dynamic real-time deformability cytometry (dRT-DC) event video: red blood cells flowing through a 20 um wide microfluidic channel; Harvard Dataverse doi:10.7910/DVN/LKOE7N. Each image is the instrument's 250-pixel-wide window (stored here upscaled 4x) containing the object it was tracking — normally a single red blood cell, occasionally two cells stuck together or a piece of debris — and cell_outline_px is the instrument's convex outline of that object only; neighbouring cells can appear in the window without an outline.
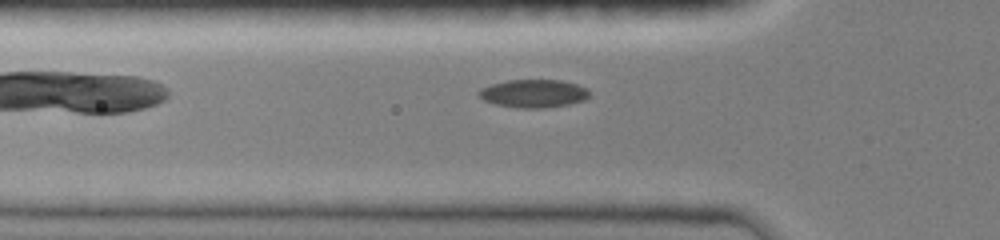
{"species": "common noctule bat (a hibernating species)", "species_latin": "Nyctalus noctula", "temperature_condition": "room temperature", "stored_images_in_passage": 42, "camera_frame_rate_fps": 3000, "um_per_image_px": 0.085, "animal": {"sex": "female", "body_mass_g": 19.0, "forearm_length_mm": 51.5}, "frame": {"image": 1, "passage_image": 3, "time_ms": 0.333, "image_size_px": [1000, 240], "cell_outline_px": [[588, 96], [584, 100], [568, 104], [544, 108], [516, 108], [496, 104], [484, 100], [476, 96], [476, 92], [480, 88], [492, 84], [508, 80], [560, 80], [576, 84], [588, 88]], "centroid_in_image_um": [45.3, 7.95], "position_along_channel_um": 80.5, "area_um2": 18.15}}
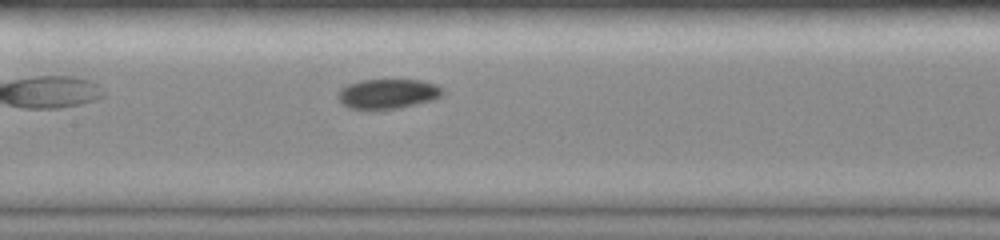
{"frame": {"image": 2, "passage_image": 12, "time_ms": 2.667, "image_size_px": [1000, 240], "cell_outline_px": [[444, 92], [440, 96], [432, 100], [400, 108], [372, 112], [348, 108], [340, 104], [336, 96], [336, 92], [340, 88], [348, 84], [360, 80], [420, 80], [436, 84], [444, 88]], "centroid_in_image_um": [32.88, 8.01], "position_along_channel_um": 174.5, "area_um2": 18.96}}
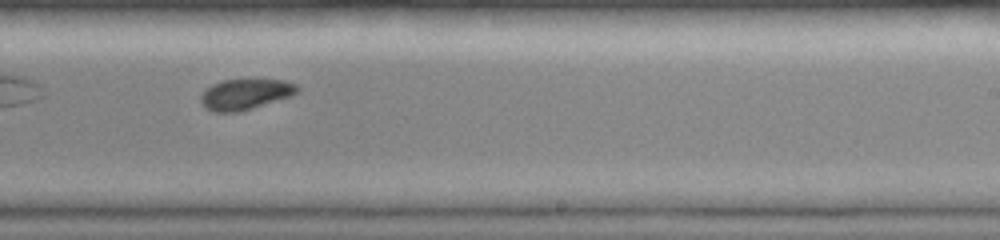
{"frame": {"image": 3, "passage_image": 22, "time_ms": 5.0, "image_size_px": [1000, 240], "cell_outline_px": [[300, 88], [292, 96], [236, 112], [216, 112], [208, 108], [200, 100], [200, 96], [212, 84], [224, 80], [284, 80], [296, 84]], "centroid_in_image_um": [20.88, 8.0], "position_along_channel_um": 268.1, "area_um2": 16.76}}